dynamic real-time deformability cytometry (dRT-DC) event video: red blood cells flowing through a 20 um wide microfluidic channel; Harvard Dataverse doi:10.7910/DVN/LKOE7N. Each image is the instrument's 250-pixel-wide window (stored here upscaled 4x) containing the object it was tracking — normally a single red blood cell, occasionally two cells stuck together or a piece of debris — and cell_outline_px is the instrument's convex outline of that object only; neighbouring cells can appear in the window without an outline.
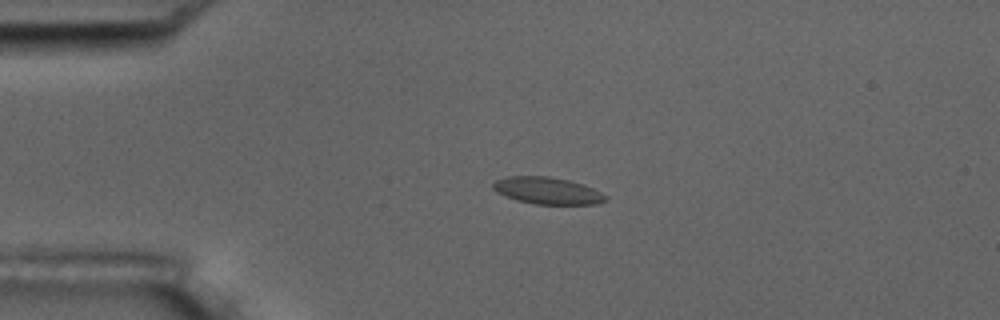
{"species": "common noctule bat (a hibernating species)", "species_latin": "Nyctalus noctula", "temperature_condition": "room temperature", "stored_images_in_passage": 5, "camera_frame_rate_fps": 3000, "um_per_image_px": 0.085, "animal": {"sex": "male", "body_mass_g": 17.5, "forearm_length_mm": 52.3}, "frame": {"image": 1, "passage_image": 4, "time_ms": 3.667, "image_size_px": [1000, 320], "cell_outline_px": [[608, 200], [596, 204], [536, 204], [516, 200], [496, 192], [492, 188], [492, 184], [496, 180], [508, 176], [548, 176], [568, 180], [584, 184], [608, 196]], "centroid_in_image_um": [46.53, 16.2], "position_along_channel_um": 38.5, "area_um2": 17.69}}